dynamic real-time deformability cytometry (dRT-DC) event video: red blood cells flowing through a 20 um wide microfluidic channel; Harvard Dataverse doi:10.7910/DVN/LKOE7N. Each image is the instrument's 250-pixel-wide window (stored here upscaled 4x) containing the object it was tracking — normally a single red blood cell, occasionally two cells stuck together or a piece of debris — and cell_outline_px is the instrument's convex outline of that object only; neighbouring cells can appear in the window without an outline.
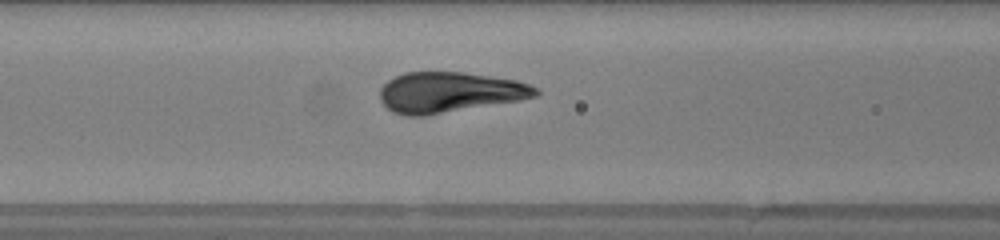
{"species": "human", "species_latin": "Homo sapiens", "temperature_condition": "warm", "stored_images_in_passage": 44, "camera_frame_rate_fps": 3000, "um_per_image_px": 0.085, "donor": {"sex": "female"}, "frame": {"image": 1, "passage_image": 18, "time_ms": 5.667, "image_size_px": [1000, 240], "cell_outline_px": [[540, 92], [536, 96], [520, 100], [424, 116], [408, 116], [392, 112], [380, 100], [380, 88], [388, 80], [404, 72], [464, 72], [516, 80], [540, 88]], "centroid_in_image_um": [38.21, 7.84], "position_along_channel_um": 128.4, "area_um2": 36.76}}
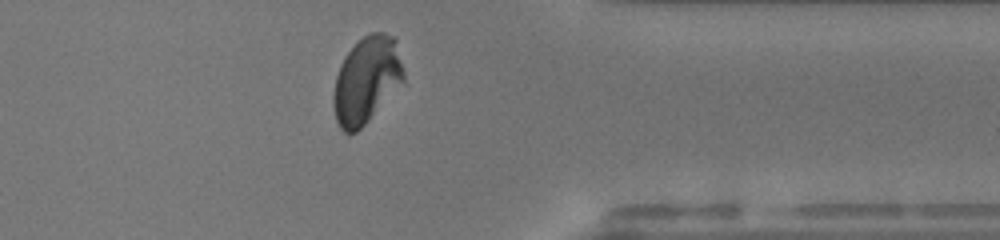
{"frame": {"image": 2, "passage_image": 37, "time_ms": 12.0, "image_size_px": [1000, 240], "cell_outline_px": [[404, 80], [364, 124], [356, 132], [348, 136], [340, 128], [336, 120], [332, 104], [332, 96], [336, 76], [340, 64], [344, 56], [368, 32], [384, 32], [396, 36], [404, 72]], "centroid_in_image_um": [31.14, 6.78], "position_along_channel_um": 380.3, "area_um2": 35.43}}